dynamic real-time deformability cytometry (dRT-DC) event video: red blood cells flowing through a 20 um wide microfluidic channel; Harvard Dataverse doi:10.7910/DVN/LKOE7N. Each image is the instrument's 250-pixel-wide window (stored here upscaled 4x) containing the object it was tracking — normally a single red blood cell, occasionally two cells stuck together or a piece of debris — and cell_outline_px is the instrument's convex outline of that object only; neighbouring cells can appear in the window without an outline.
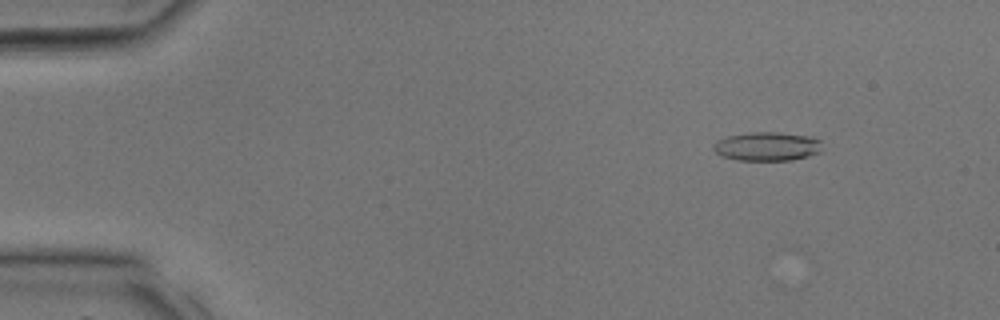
{"species": "common noctule bat (a hibernating species)", "species_latin": "Nyctalus noctula", "temperature_condition": "room temperature", "stored_images_in_passage": 12, "camera_frame_rate_fps": 3000, "um_per_image_px": 0.085, "animal": {"sex": "male", "body_mass_g": 17.9, "forearm_length_mm": 54.2}, "frame": {"image": 1, "passage_image": 3, "time_ms": 0.667, "image_size_px": [1000, 320], "cell_outline_px": [[820, 152], [808, 156], [792, 160], [736, 160], [724, 156], [716, 152], [712, 148], [712, 144], [716, 140], [728, 136], [752, 132], [776, 132], [812, 136], [820, 140]], "centroid_in_image_um": [65.19, 12.44], "position_along_channel_um": 19.8, "area_um2": 18.26}}